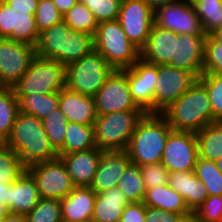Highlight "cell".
<instances>
[{
    "instance_id": "6da1fadb",
    "label": "cell",
    "mask_w": 222,
    "mask_h": 222,
    "mask_svg": "<svg viewBox=\"0 0 222 222\" xmlns=\"http://www.w3.org/2000/svg\"><path fill=\"white\" fill-rule=\"evenodd\" d=\"M4 144L16 152L26 167L59 156L44 130L42 120L20 111Z\"/></svg>"
},
{
    "instance_id": "7a4b0ae2",
    "label": "cell",
    "mask_w": 222,
    "mask_h": 222,
    "mask_svg": "<svg viewBox=\"0 0 222 222\" xmlns=\"http://www.w3.org/2000/svg\"><path fill=\"white\" fill-rule=\"evenodd\" d=\"M36 55L57 60L65 66L79 61L94 50L93 35L72 30L61 21L39 34Z\"/></svg>"
},
{
    "instance_id": "3957f363",
    "label": "cell",
    "mask_w": 222,
    "mask_h": 222,
    "mask_svg": "<svg viewBox=\"0 0 222 222\" xmlns=\"http://www.w3.org/2000/svg\"><path fill=\"white\" fill-rule=\"evenodd\" d=\"M161 114L174 131L198 133L213 123L208 92L199 80Z\"/></svg>"
},
{
    "instance_id": "277c9868",
    "label": "cell",
    "mask_w": 222,
    "mask_h": 222,
    "mask_svg": "<svg viewBox=\"0 0 222 222\" xmlns=\"http://www.w3.org/2000/svg\"><path fill=\"white\" fill-rule=\"evenodd\" d=\"M173 129L160 113H146L131 136L126 152L132 163L139 165L160 163L164 147Z\"/></svg>"
},
{
    "instance_id": "5b68a950",
    "label": "cell",
    "mask_w": 222,
    "mask_h": 222,
    "mask_svg": "<svg viewBox=\"0 0 222 222\" xmlns=\"http://www.w3.org/2000/svg\"><path fill=\"white\" fill-rule=\"evenodd\" d=\"M93 39L94 49L114 70L127 69L140 59L141 51L128 39L118 19L99 23Z\"/></svg>"
},
{
    "instance_id": "8992f818",
    "label": "cell",
    "mask_w": 222,
    "mask_h": 222,
    "mask_svg": "<svg viewBox=\"0 0 222 222\" xmlns=\"http://www.w3.org/2000/svg\"><path fill=\"white\" fill-rule=\"evenodd\" d=\"M145 114V111H119L97 116L93 124L96 147L102 151H126Z\"/></svg>"
},
{
    "instance_id": "52a82bcc",
    "label": "cell",
    "mask_w": 222,
    "mask_h": 222,
    "mask_svg": "<svg viewBox=\"0 0 222 222\" xmlns=\"http://www.w3.org/2000/svg\"><path fill=\"white\" fill-rule=\"evenodd\" d=\"M63 87H66V66L36 55L12 89L15 95H45L59 92Z\"/></svg>"
},
{
    "instance_id": "ba28073f",
    "label": "cell",
    "mask_w": 222,
    "mask_h": 222,
    "mask_svg": "<svg viewBox=\"0 0 222 222\" xmlns=\"http://www.w3.org/2000/svg\"><path fill=\"white\" fill-rule=\"evenodd\" d=\"M114 69L95 49L79 61L66 66V87L94 97Z\"/></svg>"
},
{
    "instance_id": "9c48e42d",
    "label": "cell",
    "mask_w": 222,
    "mask_h": 222,
    "mask_svg": "<svg viewBox=\"0 0 222 222\" xmlns=\"http://www.w3.org/2000/svg\"><path fill=\"white\" fill-rule=\"evenodd\" d=\"M26 170L33 177L41 198L62 200L74 188L70 175L59 157L34 163L26 167Z\"/></svg>"
},
{
    "instance_id": "30bf717a",
    "label": "cell",
    "mask_w": 222,
    "mask_h": 222,
    "mask_svg": "<svg viewBox=\"0 0 222 222\" xmlns=\"http://www.w3.org/2000/svg\"><path fill=\"white\" fill-rule=\"evenodd\" d=\"M158 78L154 91V113H162L198 80L189 71L172 67L171 65H157Z\"/></svg>"
},
{
    "instance_id": "8fae6325",
    "label": "cell",
    "mask_w": 222,
    "mask_h": 222,
    "mask_svg": "<svg viewBox=\"0 0 222 222\" xmlns=\"http://www.w3.org/2000/svg\"><path fill=\"white\" fill-rule=\"evenodd\" d=\"M94 100L98 116L119 111H144L132 98L126 69L114 70Z\"/></svg>"
},
{
    "instance_id": "7c38bea8",
    "label": "cell",
    "mask_w": 222,
    "mask_h": 222,
    "mask_svg": "<svg viewBox=\"0 0 222 222\" xmlns=\"http://www.w3.org/2000/svg\"><path fill=\"white\" fill-rule=\"evenodd\" d=\"M36 56L33 45L0 38V87H11L27 72Z\"/></svg>"
},
{
    "instance_id": "4fadbf2b",
    "label": "cell",
    "mask_w": 222,
    "mask_h": 222,
    "mask_svg": "<svg viewBox=\"0 0 222 222\" xmlns=\"http://www.w3.org/2000/svg\"><path fill=\"white\" fill-rule=\"evenodd\" d=\"M154 23L178 35H206L190 0H177L154 12Z\"/></svg>"
},
{
    "instance_id": "5bb4252c",
    "label": "cell",
    "mask_w": 222,
    "mask_h": 222,
    "mask_svg": "<svg viewBox=\"0 0 222 222\" xmlns=\"http://www.w3.org/2000/svg\"><path fill=\"white\" fill-rule=\"evenodd\" d=\"M118 21L128 39L141 51L154 23V11L143 0L123 1Z\"/></svg>"
},
{
    "instance_id": "9a60e30c",
    "label": "cell",
    "mask_w": 222,
    "mask_h": 222,
    "mask_svg": "<svg viewBox=\"0 0 222 222\" xmlns=\"http://www.w3.org/2000/svg\"><path fill=\"white\" fill-rule=\"evenodd\" d=\"M198 157L196 133L173 130L167 138L161 163L169 172L194 171Z\"/></svg>"
},
{
    "instance_id": "2e32d148",
    "label": "cell",
    "mask_w": 222,
    "mask_h": 222,
    "mask_svg": "<svg viewBox=\"0 0 222 222\" xmlns=\"http://www.w3.org/2000/svg\"><path fill=\"white\" fill-rule=\"evenodd\" d=\"M126 77L135 103L146 113H154V91L159 77L157 65L140 58L126 69Z\"/></svg>"
},
{
    "instance_id": "e0dca14e",
    "label": "cell",
    "mask_w": 222,
    "mask_h": 222,
    "mask_svg": "<svg viewBox=\"0 0 222 222\" xmlns=\"http://www.w3.org/2000/svg\"><path fill=\"white\" fill-rule=\"evenodd\" d=\"M39 34L35 15L28 14V11L12 10L0 0V38H9L35 47Z\"/></svg>"
},
{
    "instance_id": "ac0fdd59",
    "label": "cell",
    "mask_w": 222,
    "mask_h": 222,
    "mask_svg": "<svg viewBox=\"0 0 222 222\" xmlns=\"http://www.w3.org/2000/svg\"><path fill=\"white\" fill-rule=\"evenodd\" d=\"M206 36L175 33V60H171L169 65L189 71L199 78L203 74Z\"/></svg>"
},
{
    "instance_id": "d6986e66",
    "label": "cell",
    "mask_w": 222,
    "mask_h": 222,
    "mask_svg": "<svg viewBox=\"0 0 222 222\" xmlns=\"http://www.w3.org/2000/svg\"><path fill=\"white\" fill-rule=\"evenodd\" d=\"M130 163L131 160L126 151H102L90 188L98 194L118 187L120 178Z\"/></svg>"
},
{
    "instance_id": "ffe728a7",
    "label": "cell",
    "mask_w": 222,
    "mask_h": 222,
    "mask_svg": "<svg viewBox=\"0 0 222 222\" xmlns=\"http://www.w3.org/2000/svg\"><path fill=\"white\" fill-rule=\"evenodd\" d=\"M102 150L97 147L59 155L64 163L74 187H90L95 176Z\"/></svg>"
},
{
    "instance_id": "44dd1931",
    "label": "cell",
    "mask_w": 222,
    "mask_h": 222,
    "mask_svg": "<svg viewBox=\"0 0 222 222\" xmlns=\"http://www.w3.org/2000/svg\"><path fill=\"white\" fill-rule=\"evenodd\" d=\"M59 108L68 122L93 125L98 116L94 97L85 96L68 87L59 91Z\"/></svg>"
},
{
    "instance_id": "7402d4cb",
    "label": "cell",
    "mask_w": 222,
    "mask_h": 222,
    "mask_svg": "<svg viewBox=\"0 0 222 222\" xmlns=\"http://www.w3.org/2000/svg\"><path fill=\"white\" fill-rule=\"evenodd\" d=\"M140 58L154 65H167L175 60V33L153 23Z\"/></svg>"
},
{
    "instance_id": "603a6c76",
    "label": "cell",
    "mask_w": 222,
    "mask_h": 222,
    "mask_svg": "<svg viewBox=\"0 0 222 222\" xmlns=\"http://www.w3.org/2000/svg\"><path fill=\"white\" fill-rule=\"evenodd\" d=\"M96 195L90 187H74L65 198L60 200L62 221H91Z\"/></svg>"
},
{
    "instance_id": "cb8c5ba5",
    "label": "cell",
    "mask_w": 222,
    "mask_h": 222,
    "mask_svg": "<svg viewBox=\"0 0 222 222\" xmlns=\"http://www.w3.org/2000/svg\"><path fill=\"white\" fill-rule=\"evenodd\" d=\"M168 185L183 197L192 213L209 196L206 186L198 179L194 171L170 172Z\"/></svg>"
},
{
    "instance_id": "d4e9b609",
    "label": "cell",
    "mask_w": 222,
    "mask_h": 222,
    "mask_svg": "<svg viewBox=\"0 0 222 222\" xmlns=\"http://www.w3.org/2000/svg\"><path fill=\"white\" fill-rule=\"evenodd\" d=\"M40 198L34 179L26 170L10 184L9 210L11 213L27 215Z\"/></svg>"
},
{
    "instance_id": "484cf974",
    "label": "cell",
    "mask_w": 222,
    "mask_h": 222,
    "mask_svg": "<svg viewBox=\"0 0 222 222\" xmlns=\"http://www.w3.org/2000/svg\"><path fill=\"white\" fill-rule=\"evenodd\" d=\"M127 204V198L118 187L104 190L96 195L91 221L120 222Z\"/></svg>"
},
{
    "instance_id": "4316f807",
    "label": "cell",
    "mask_w": 222,
    "mask_h": 222,
    "mask_svg": "<svg viewBox=\"0 0 222 222\" xmlns=\"http://www.w3.org/2000/svg\"><path fill=\"white\" fill-rule=\"evenodd\" d=\"M143 203L148 207L181 214L183 217L193 214L183 197L168 184L147 189Z\"/></svg>"
},
{
    "instance_id": "83f0119b",
    "label": "cell",
    "mask_w": 222,
    "mask_h": 222,
    "mask_svg": "<svg viewBox=\"0 0 222 222\" xmlns=\"http://www.w3.org/2000/svg\"><path fill=\"white\" fill-rule=\"evenodd\" d=\"M63 145L59 155L86 151L96 147L93 125L68 122Z\"/></svg>"
},
{
    "instance_id": "f1b7e54d",
    "label": "cell",
    "mask_w": 222,
    "mask_h": 222,
    "mask_svg": "<svg viewBox=\"0 0 222 222\" xmlns=\"http://www.w3.org/2000/svg\"><path fill=\"white\" fill-rule=\"evenodd\" d=\"M19 103V111L44 119L59 108V92L51 94L15 95Z\"/></svg>"
},
{
    "instance_id": "f546056e",
    "label": "cell",
    "mask_w": 222,
    "mask_h": 222,
    "mask_svg": "<svg viewBox=\"0 0 222 222\" xmlns=\"http://www.w3.org/2000/svg\"><path fill=\"white\" fill-rule=\"evenodd\" d=\"M199 157L216 161L222 156V122H215L196 133Z\"/></svg>"
},
{
    "instance_id": "4dcf8cb0",
    "label": "cell",
    "mask_w": 222,
    "mask_h": 222,
    "mask_svg": "<svg viewBox=\"0 0 222 222\" xmlns=\"http://www.w3.org/2000/svg\"><path fill=\"white\" fill-rule=\"evenodd\" d=\"M19 113L18 99L11 87H0V143L9 137Z\"/></svg>"
},
{
    "instance_id": "1f68e13d",
    "label": "cell",
    "mask_w": 222,
    "mask_h": 222,
    "mask_svg": "<svg viewBox=\"0 0 222 222\" xmlns=\"http://www.w3.org/2000/svg\"><path fill=\"white\" fill-rule=\"evenodd\" d=\"M118 188L123 192L129 203L143 202L147 189L139 165L132 162L128 165L120 178Z\"/></svg>"
},
{
    "instance_id": "d6a6232c",
    "label": "cell",
    "mask_w": 222,
    "mask_h": 222,
    "mask_svg": "<svg viewBox=\"0 0 222 222\" xmlns=\"http://www.w3.org/2000/svg\"><path fill=\"white\" fill-rule=\"evenodd\" d=\"M206 35L222 27V0H190Z\"/></svg>"
},
{
    "instance_id": "836d02e7",
    "label": "cell",
    "mask_w": 222,
    "mask_h": 222,
    "mask_svg": "<svg viewBox=\"0 0 222 222\" xmlns=\"http://www.w3.org/2000/svg\"><path fill=\"white\" fill-rule=\"evenodd\" d=\"M63 21L77 32L94 36L98 23L93 13L80 0L63 15Z\"/></svg>"
},
{
    "instance_id": "e575fe53",
    "label": "cell",
    "mask_w": 222,
    "mask_h": 222,
    "mask_svg": "<svg viewBox=\"0 0 222 222\" xmlns=\"http://www.w3.org/2000/svg\"><path fill=\"white\" fill-rule=\"evenodd\" d=\"M24 171L26 166L16 152L0 143V185L12 184Z\"/></svg>"
},
{
    "instance_id": "d590c367",
    "label": "cell",
    "mask_w": 222,
    "mask_h": 222,
    "mask_svg": "<svg viewBox=\"0 0 222 222\" xmlns=\"http://www.w3.org/2000/svg\"><path fill=\"white\" fill-rule=\"evenodd\" d=\"M194 174L204 183L209 196L222 195V173L215 161L198 157Z\"/></svg>"
},
{
    "instance_id": "8d00e7d4",
    "label": "cell",
    "mask_w": 222,
    "mask_h": 222,
    "mask_svg": "<svg viewBox=\"0 0 222 222\" xmlns=\"http://www.w3.org/2000/svg\"><path fill=\"white\" fill-rule=\"evenodd\" d=\"M67 123V118L60 108H57L49 116L42 119L44 130L58 154L63 150Z\"/></svg>"
},
{
    "instance_id": "74e56055",
    "label": "cell",
    "mask_w": 222,
    "mask_h": 222,
    "mask_svg": "<svg viewBox=\"0 0 222 222\" xmlns=\"http://www.w3.org/2000/svg\"><path fill=\"white\" fill-rule=\"evenodd\" d=\"M198 80L205 86L208 92L213 123L222 122V74H202Z\"/></svg>"
},
{
    "instance_id": "f35d334b",
    "label": "cell",
    "mask_w": 222,
    "mask_h": 222,
    "mask_svg": "<svg viewBox=\"0 0 222 222\" xmlns=\"http://www.w3.org/2000/svg\"><path fill=\"white\" fill-rule=\"evenodd\" d=\"M26 217L28 222H63L60 200L40 198Z\"/></svg>"
},
{
    "instance_id": "ab89813d",
    "label": "cell",
    "mask_w": 222,
    "mask_h": 222,
    "mask_svg": "<svg viewBox=\"0 0 222 222\" xmlns=\"http://www.w3.org/2000/svg\"><path fill=\"white\" fill-rule=\"evenodd\" d=\"M203 74H222V43L211 35L205 39Z\"/></svg>"
},
{
    "instance_id": "60d3db41",
    "label": "cell",
    "mask_w": 222,
    "mask_h": 222,
    "mask_svg": "<svg viewBox=\"0 0 222 222\" xmlns=\"http://www.w3.org/2000/svg\"><path fill=\"white\" fill-rule=\"evenodd\" d=\"M93 13L96 22L116 20L119 17L120 5L119 0H80Z\"/></svg>"
},
{
    "instance_id": "b9f144b4",
    "label": "cell",
    "mask_w": 222,
    "mask_h": 222,
    "mask_svg": "<svg viewBox=\"0 0 222 222\" xmlns=\"http://www.w3.org/2000/svg\"><path fill=\"white\" fill-rule=\"evenodd\" d=\"M35 20L39 33H41L43 30L63 21V15L52 0H39Z\"/></svg>"
},
{
    "instance_id": "7bdbcfd3",
    "label": "cell",
    "mask_w": 222,
    "mask_h": 222,
    "mask_svg": "<svg viewBox=\"0 0 222 222\" xmlns=\"http://www.w3.org/2000/svg\"><path fill=\"white\" fill-rule=\"evenodd\" d=\"M193 215L199 222H222V195L208 196Z\"/></svg>"
},
{
    "instance_id": "ee69618b",
    "label": "cell",
    "mask_w": 222,
    "mask_h": 222,
    "mask_svg": "<svg viewBox=\"0 0 222 222\" xmlns=\"http://www.w3.org/2000/svg\"><path fill=\"white\" fill-rule=\"evenodd\" d=\"M140 172L146 189L168 184L170 172L161 162L143 165L140 167Z\"/></svg>"
},
{
    "instance_id": "f6af8a7d",
    "label": "cell",
    "mask_w": 222,
    "mask_h": 222,
    "mask_svg": "<svg viewBox=\"0 0 222 222\" xmlns=\"http://www.w3.org/2000/svg\"><path fill=\"white\" fill-rule=\"evenodd\" d=\"M182 218L181 214L146 206L145 222H180Z\"/></svg>"
},
{
    "instance_id": "bcb514c9",
    "label": "cell",
    "mask_w": 222,
    "mask_h": 222,
    "mask_svg": "<svg viewBox=\"0 0 222 222\" xmlns=\"http://www.w3.org/2000/svg\"><path fill=\"white\" fill-rule=\"evenodd\" d=\"M146 205L143 202L129 203L124 207L120 222H145Z\"/></svg>"
},
{
    "instance_id": "7dc6e473",
    "label": "cell",
    "mask_w": 222,
    "mask_h": 222,
    "mask_svg": "<svg viewBox=\"0 0 222 222\" xmlns=\"http://www.w3.org/2000/svg\"><path fill=\"white\" fill-rule=\"evenodd\" d=\"M12 10L28 11L35 15L39 0H3Z\"/></svg>"
},
{
    "instance_id": "c3c4849f",
    "label": "cell",
    "mask_w": 222,
    "mask_h": 222,
    "mask_svg": "<svg viewBox=\"0 0 222 222\" xmlns=\"http://www.w3.org/2000/svg\"><path fill=\"white\" fill-rule=\"evenodd\" d=\"M62 15L70 10L79 0H52Z\"/></svg>"
},
{
    "instance_id": "681fc988",
    "label": "cell",
    "mask_w": 222,
    "mask_h": 222,
    "mask_svg": "<svg viewBox=\"0 0 222 222\" xmlns=\"http://www.w3.org/2000/svg\"><path fill=\"white\" fill-rule=\"evenodd\" d=\"M9 195H10V184L0 185V202L4 203L9 208Z\"/></svg>"
},
{
    "instance_id": "f907efd6",
    "label": "cell",
    "mask_w": 222,
    "mask_h": 222,
    "mask_svg": "<svg viewBox=\"0 0 222 222\" xmlns=\"http://www.w3.org/2000/svg\"><path fill=\"white\" fill-rule=\"evenodd\" d=\"M0 222H28L26 215L18 213H9L4 219Z\"/></svg>"
},
{
    "instance_id": "816d5d0a",
    "label": "cell",
    "mask_w": 222,
    "mask_h": 222,
    "mask_svg": "<svg viewBox=\"0 0 222 222\" xmlns=\"http://www.w3.org/2000/svg\"><path fill=\"white\" fill-rule=\"evenodd\" d=\"M154 12L160 8L165 6L168 3L177 1V0H143Z\"/></svg>"
},
{
    "instance_id": "f5cc1de1",
    "label": "cell",
    "mask_w": 222,
    "mask_h": 222,
    "mask_svg": "<svg viewBox=\"0 0 222 222\" xmlns=\"http://www.w3.org/2000/svg\"><path fill=\"white\" fill-rule=\"evenodd\" d=\"M9 213H10V210L8 206L0 202V221L4 219Z\"/></svg>"
},
{
    "instance_id": "db71d44e",
    "label": "cell",
    "mask_w": 222,
    "mask_h": 222,
    "mask_svg": "<svg viewBox=\"0 0 222 222\" xmlns=\"http://www.w3.org/2000/svg\"><path fill=\"white\" fill-rule=\"evenodd\" d=\"M217 42L222 43V27L210 34Z\"/></svg>"
},
{
    "instance_id": "11a10c76",
    "label": "cell",
    "mask_w": 222,
    "mask_h": 222,
    "mask_svg": "<svg viewBox=\"0 0 222 222\" xmlns=\"http://www.w3.org/2000/svg\"><path fill=\"white\" fill-rule=\"evenodd\" d=\"M180 222H199L197 218L192 214L188 217H183Z\"/></svg>"
},
{
    "instance_id": "9f6ffc18",
    "label": "cell",
    "mask_w": 222,
    "mask_h": 222,
    "mask_svg": "<svg viewBox=\"0 0 222 222\" xmlns=\"http://www.w3.org/2000/svg\"><path fill=\"white\" fill-rule=\"evenodd\" d=\"M215 163H216L217 168H218V169L221 171V173H222V156L219 157V158L215 161Z\"/></svg>"
}]
</instances>
